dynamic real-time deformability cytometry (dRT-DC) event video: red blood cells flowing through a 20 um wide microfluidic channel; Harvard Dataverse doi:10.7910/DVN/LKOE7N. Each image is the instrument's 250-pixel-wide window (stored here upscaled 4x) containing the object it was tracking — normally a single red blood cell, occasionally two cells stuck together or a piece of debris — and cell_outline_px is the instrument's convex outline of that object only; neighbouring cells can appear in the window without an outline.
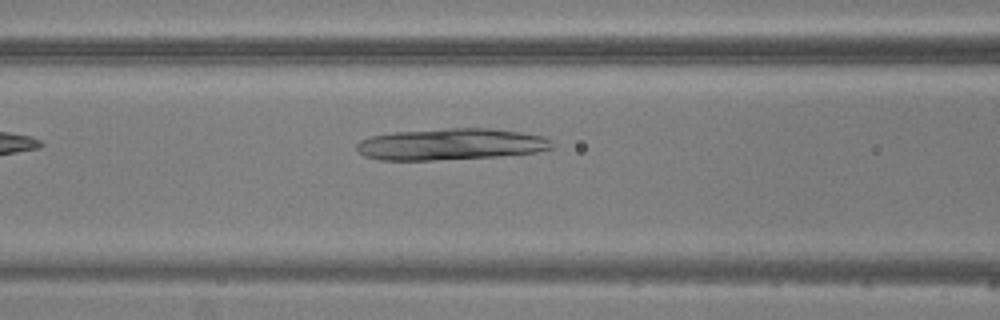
{"species": "common noctule bat (a hibernating species)", "species_latin": "Nyctalus noctula", "temperature_condition": "warm", "stored_images_in_passage": 5, "camera_frame_rate_fps": 3000, "um_per_image_px": 0.085, "animal": {"sex": "male", "body_mass_g": 20.5, "forearm_length_mm": 52.5}, "frame": {"image": 1, "passage_image": 5, "time_ms": 5.667, "image_size_px": [1000, 320], "cell_outline_px": [[552, 148], [536, 152], [496, 156], [432, 160], [380, 160], [364, 156], [356, 148], [356, 144], [360, 140], [372, 136], [392, 132], [448, 128], [492, 128], [520, 132], [540, 136], [552, 140]], "centroid_in_image_um": [38.29, 12.25], "position_along_channel_um": 128.3, "area_um2": 35.72}}